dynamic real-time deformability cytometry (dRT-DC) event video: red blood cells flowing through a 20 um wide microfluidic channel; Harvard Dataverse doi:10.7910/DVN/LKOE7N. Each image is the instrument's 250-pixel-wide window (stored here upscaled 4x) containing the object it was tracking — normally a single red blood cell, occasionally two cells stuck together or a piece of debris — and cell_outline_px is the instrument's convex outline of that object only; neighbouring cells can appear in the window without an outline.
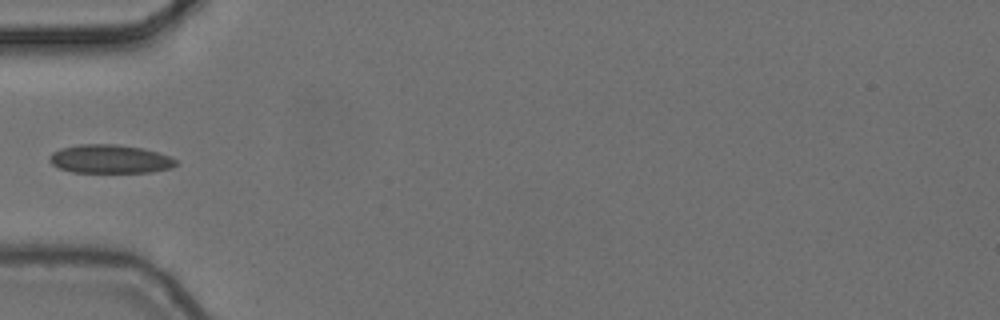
{"species": "common noctule bat (a hibernating species)", "species_latin": "Nyctalus noctula", "temperature_condition": "cold", "stored_images_in_passage": 5, "camera_frame_rate_fps": 3000, "um_per_image_px": 0.085, "animal": {"sex": "female", "body_mass_g": 24.6, "forearm_length_mm": 56.2}, "frame": {"image": 1, "passage_image": 4, "time_ms": 1.0, "image_size_px": [1000, 320], "cell_outline_px": [[180, 164], [172, 168], [152, 172], [72, 172], [60, 168], [52, 164], [48, 160], [52, 152], [60, 148], [80, 144], [116, 144], [140, 148], [156, 152], [168, 156], [176, 160]], "centroid_in_image_um": [9.34, 13.52], "position_along_channel_um": 75.7, "area_um2": 21.04}}
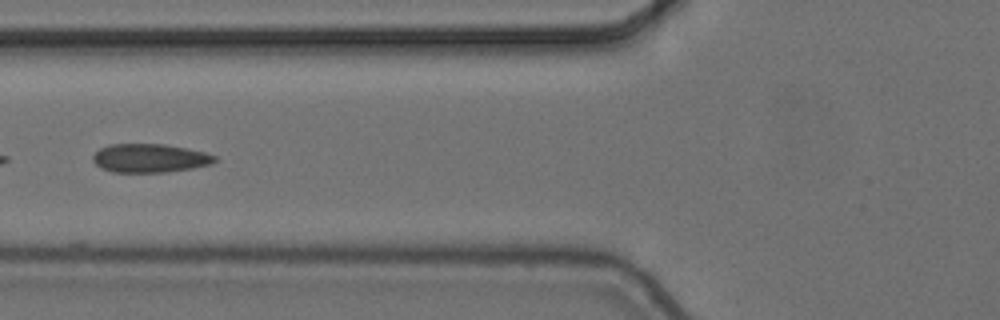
{"frame": {"image": 2, "passage_image": 5, "time_ms": 1.333, "image_size_px": [1000, 320], "cell_outline_px": [[216, 160], [212, 164], [192, 168], [164, 172], [112, 172], [100, 168], [92, 160], [92, 156], [100, 148], [108, 144], [164, 144], [188, 148], [204, 152], [216, 156]], "centroid_in_image_um": [12.71, 13.44], "position_along_channel_um": 113.1, "area_um2": 20.4}}